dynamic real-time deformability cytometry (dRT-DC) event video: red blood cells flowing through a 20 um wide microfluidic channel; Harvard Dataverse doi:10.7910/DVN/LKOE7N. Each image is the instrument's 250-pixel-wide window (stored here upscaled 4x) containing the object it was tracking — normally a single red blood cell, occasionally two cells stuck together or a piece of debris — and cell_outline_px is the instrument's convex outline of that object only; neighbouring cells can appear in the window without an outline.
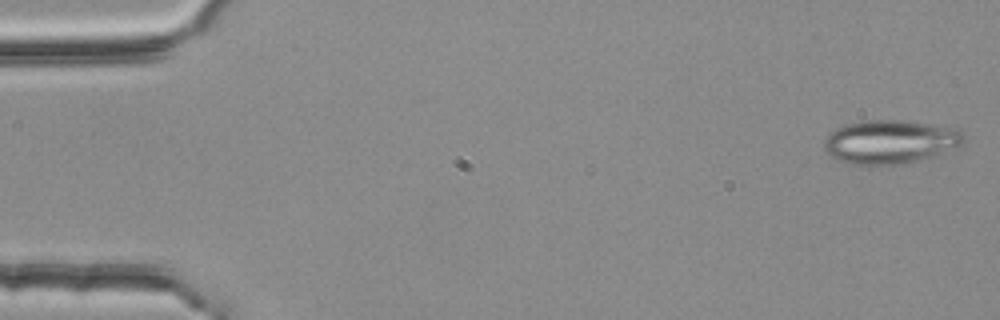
{"species": "common noctule bat (a hibernating species)", "species_latin": "Nyctalus noctula", "temperature_condition": "room temperature", "stored_images_in_passage": 4, "camera_frame_rate_fps": 3000, "um_per_image_px": 0.085, "animal": {"sex": "female", "body_mass_g": 25.1}, "frame": {"image": 1, "passage_image": 1, "time_ms": 0.0, "image_size_px": [1000, 320], "cell_outline_px": [[964, 144], [936, 156], [904, 164], [868, 168], [848, 164], [832, 156], [824, 148], [824, 140], [836, 128], [844, 124], [864, 120], [900, 120], [932, 124], [956, 128], [964, 132]], "centroid_in_image_um": [75.68, 12.09], "position_along_channel_um": 9.3, "area_um2": 36.47}}